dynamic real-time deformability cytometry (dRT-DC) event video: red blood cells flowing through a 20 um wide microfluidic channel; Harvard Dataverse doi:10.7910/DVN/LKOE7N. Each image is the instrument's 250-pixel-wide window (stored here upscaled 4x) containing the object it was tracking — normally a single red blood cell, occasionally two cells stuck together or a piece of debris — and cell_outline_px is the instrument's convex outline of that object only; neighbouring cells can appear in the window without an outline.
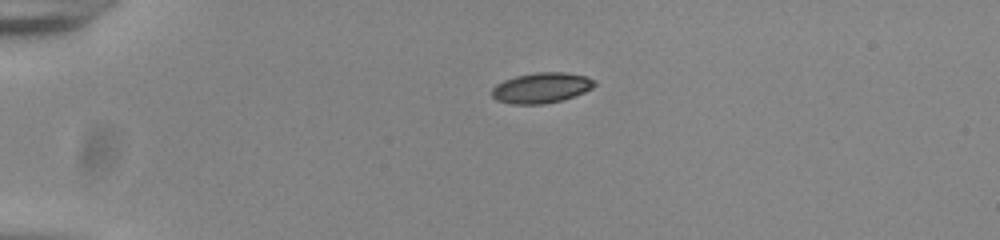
{"species": "common noctule bat (a hibernating species)", "species_latin": "Nyctalus noctula", "temperature_condition": "room temperature", "stored_images_in_passage": 42, "camera_frame_rate_fps": 3000, "um_per_image_px": 0.085, "animal": {"sex": "male", "body_mass_g": 20.0, "forearm_length_mm": 53.3}, "frame": {"image": 1, "passage_image": 1, "time_ms": 0.0, "image_size_px": [1000, 240], "cell_outline_px": [[596, 84], [592, 88], [584, 92], [560, 100], [544, 104], [512, 104], [496, 100], [492, 96], [492, 88], [496, 84], [504, 80], [516, 76], [536, 72], [564, 72], [584, 76], [596, 80]], "centroid_in_image_um": [46.0, 7.46], "position_along_channel_um": 39.0, "area_um2": 18.09}}
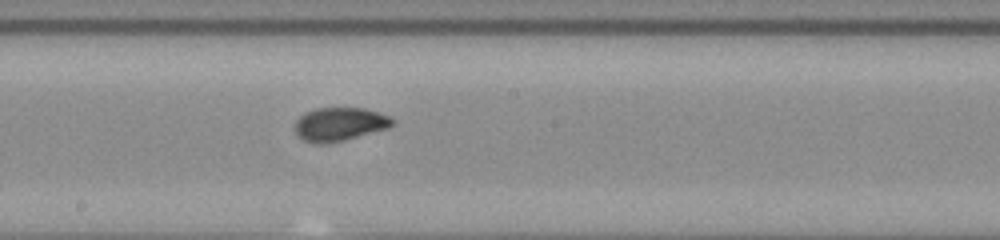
{"frame": {"image": 2, "passage_image": 19, "time_ms": 6.0, "image_size_px": [1000, 240], "cell_outline_px": [[396, 124], [388, 128], [344, 140], [328, 144], [312, 144], [296, 136], [296, 120], [304, 112], [316, 108], [364, 108], [380, 112], [392, 116], [396, 120]], "centroid_in_image_um": [28.9, 10.56], "position_along_channel_um": 219.3, "area_um2": 19.42}}
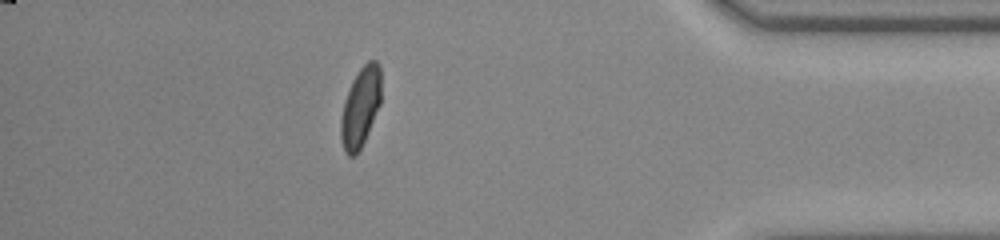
{"frame": {"image": 3, "passage_image": 36, "time_ms": 11.667, "image_size_px": [1000, 240], "cell_outline_px": [[380, 104], [364, 140], [356, 156], [348, 156], [344, 152], [340, 140], [340, 116], [344, 100], [352, 80], [360, 68], [368, 60], [376, 60], [380, 64]], "centroid_in_image_um": [30.61, 9.11], "position_along_channel_um": 404.6, "area_um2": 18.79}, "authors_computed_cell_mechanics": {"area_um2": 18.7561, "velocity_mm_per_s": 3.8571, "shape_relaxation_time_tau1_ms": 4.3579, "shape_relaxation_time_tau2_ms": 0.7531, "deformation_change_tau1": 0.1518, "deformation_change_tau2": 0.0448}}